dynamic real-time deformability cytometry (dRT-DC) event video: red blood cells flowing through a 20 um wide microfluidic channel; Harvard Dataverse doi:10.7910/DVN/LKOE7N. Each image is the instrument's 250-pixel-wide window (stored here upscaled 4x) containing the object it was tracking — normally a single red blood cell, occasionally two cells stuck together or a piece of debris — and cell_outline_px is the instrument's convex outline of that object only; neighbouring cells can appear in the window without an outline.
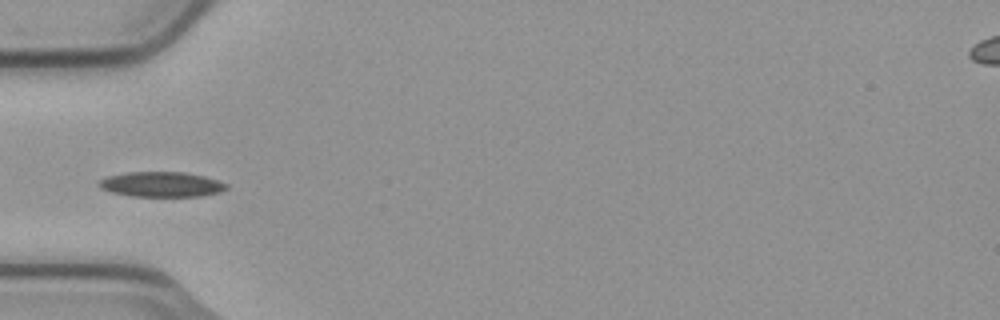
{"species": "common noctule bat (a hibernating species)", "species_latin": "Nyctalus noctula", "temperature_condition": "cold", "stored_images_in_passage": 7, "camera_frame_rate_fps": 3000, "um_per_image_px": 0.085, "animal": {"sex": "male", "body_mass_g": 23.1, "forearm_length_mm": 52.7}, "frame": {"image": 1, "passage_image": 5, "time_ms": 1.333, "image_size_px": [1000, 320], "cell_outline_px": [[228, 188], [220, 192], [200, 196], [132, 196], [112, 192], [100, 188], [96, 184], [100, 180], [108, 176], [128, 172], [184, 172], [204, 176], [220, 180], [228, 184]], "centroid_in_image_um": [13.75, 15.67], "position_along_channel_um": 71.3, "area_um2": 18.67}}
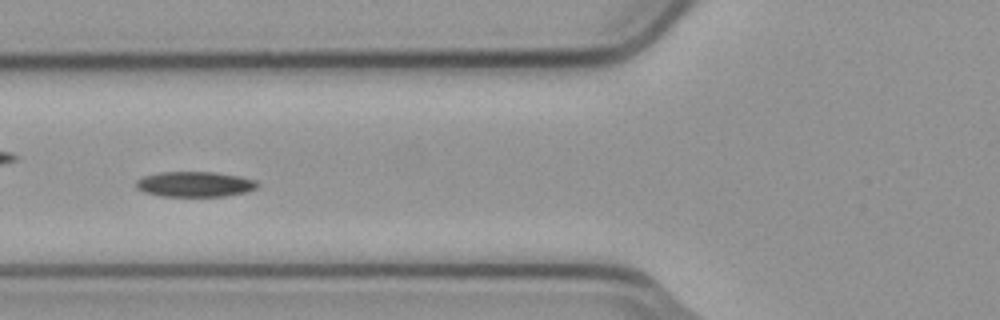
{"frame": {"image": 2, "passage_image": 6, "time_ms": 1.667, "image_size_px": [1000, 320], "cell_outline_px": [[260, 184], [256, 188], [248, 192], [224, 196], [160, 196], [144, 192], [136, 188], [136, 180], [144, 176], [160, 172], [212, 172], [240, 176], [256, 180]], "centroid_in_image_um": [16.58, 15.66], "position_along_channel_um": 109.2, "area_um2": 17.98}}
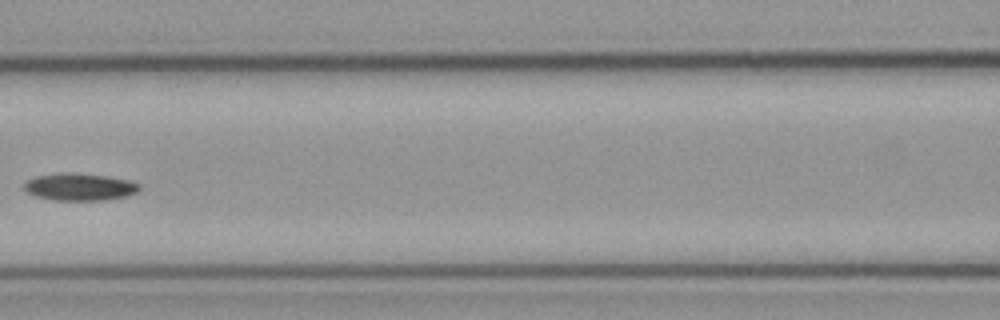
{"frame": {"image": 3, "passage_image": 7, "time_ms": 2.0, "image_size_px": [1000, 320], "cell_outline_px": [[140, 188], [136, 192], [124, 196], [104, 200], [52, 200], [36, 196], [28, 192], [24, 188], [24, 184], [28, 180], [36, 176], [64, 172], [68, 172], [104, 176], [128, 180], [140, 184]], "centroid_in_image_um": [6.75, 15.89], "position_along_channel_um": 159.9, "area_um2": 18.03}}